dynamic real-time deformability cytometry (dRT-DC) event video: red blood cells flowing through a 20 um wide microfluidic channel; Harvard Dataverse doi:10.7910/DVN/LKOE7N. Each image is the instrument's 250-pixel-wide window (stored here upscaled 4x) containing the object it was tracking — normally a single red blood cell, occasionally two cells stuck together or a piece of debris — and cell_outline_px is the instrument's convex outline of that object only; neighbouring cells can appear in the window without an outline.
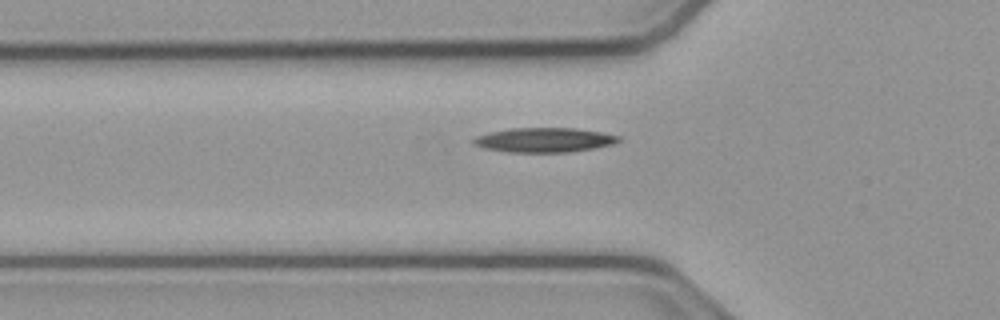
{"species": "common noctule bat (a hibernating species)", "species_latin": "Nyctalus noctula", "temperature_condition": "cold", "stored_images_in_passage": 41, "camera_frame_rate_fps": 3000, "um_per_image_px": 0.085, "animal": {"sex": "male", "body_mass_g": 23.1, "forearm_length_mm": 52.7}, "frame": {"image": 1, "passage_image": 9, "time_ms": 2.667, "image_size_px": [1000, 320], "cell_outline_px": [[620, 140], [612, 144], [572, 152], [508, 152], [484, 148], [472, 144], [472, 140], [476, 136], [492, 132], [512, 128], [576, 128], [600, 132], [620, 136]], "centroid_in_image_um": [46.24, 11.9], "position_along_channel_um": 79.6, "area_um2": 20.58}}
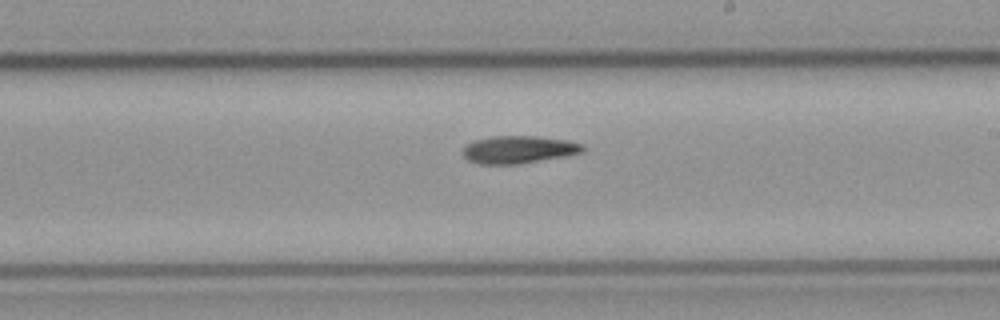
{"frame": {"image": 2, "passage_image": 22, "time_ms": 7.0, "image_size_px": [1000, 320], "cell_outline_px": [[584, 152], [564, 156], [516, 164], [480, 164], [468, 160], [464, 156], [464, 148], [472, 140], [492, 136], [536, 136], [568, 140], [584, 144]], "centroid_in_image_um": [44.1, 12.7], "position_along_channel_um": 244.9, "area_um2": 19.19}}
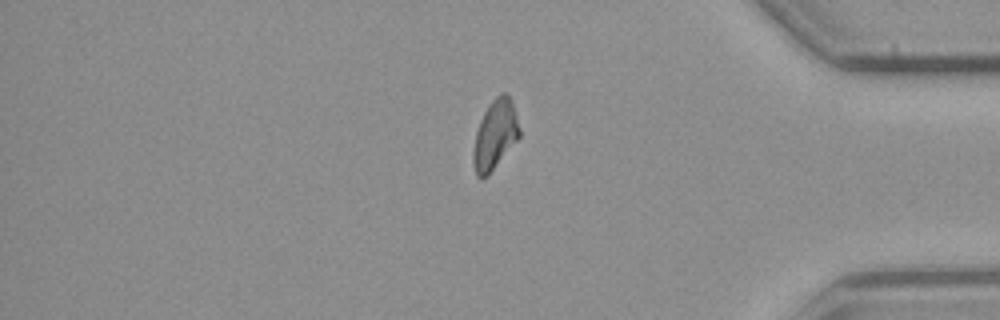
{"frame": {"image": 3, "passage_image": 36, "time_ms": 11.667, "image_size_px": [1000, 320], "cell_outline_px": [[520, 136], [492, 168], [480, 180], [476, 176], [472, 160], [472, 152], [476, 132], [480, 120], [484, 112], [492, 100], [500, 92], [508, 92], [512, 100], [520, 128]], "centroid_in_image_um": [42.07, 11.38], "position_along_channel_um": 393.1, "area_um2": 18.38}}